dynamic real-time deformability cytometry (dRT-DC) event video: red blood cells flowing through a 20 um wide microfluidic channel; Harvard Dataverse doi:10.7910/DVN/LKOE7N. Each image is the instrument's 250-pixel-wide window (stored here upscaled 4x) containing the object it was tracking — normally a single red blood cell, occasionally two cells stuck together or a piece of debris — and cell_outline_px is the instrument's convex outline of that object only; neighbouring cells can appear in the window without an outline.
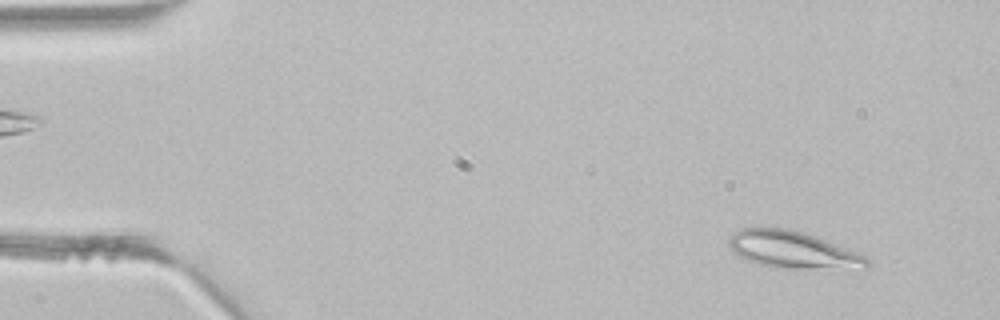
{"species": "common noctule bat (a hibernating species)", "species_latin": "Nyctalus noctula", "temperature_condition": "room temperature", "stored_images_in_passage": 43, "segment_of_instrument_passage": [1, 2], "camera_frame_rate_fps": 3000, "um_per_image_px": 0.085, "animal": {"sex": "male", "body_mass_g": 21.5, "forearm_length_mm": 52.0}, "frame": {"image": 1, "passage_image": 4, "time_ms": 1.0, "image_size_px": [1000, 320], "cell_outline_px": [[872, 264], [868, 268], [780, 268], [756, 264], [732, 252], [728, 248], [728, 236], [732, 232], [740, 228], [788, 228], [804, 232], [864, 256]], "centroid_in_image_um": [67.29, 21.23], "position_along_channel_um": 17.7, "area_um2": 29.65}}
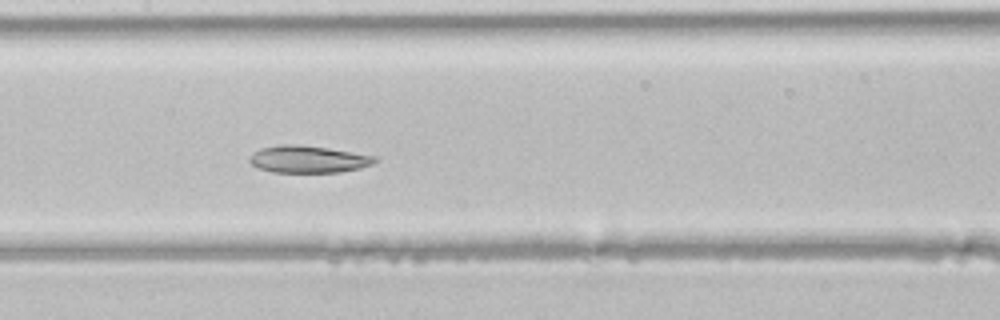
{"frame": {"image": 2, "passage_image": 21, "time_ms": 6.667, "image_size_px": [1000, 320], "cell_outline_px": [[380, 160], [372, 164], [360, 168], [340, 172], [272, 172], [256, 168], [248, 160], [248, 156], [252, 152], [260, 148], [280, 144], [296, 144], [328, 148], [376, 156]], "centroid_in_image_um": [26.16, 13.53], "position_along_channel_um": 181.2, "area_um2": 20.06}}
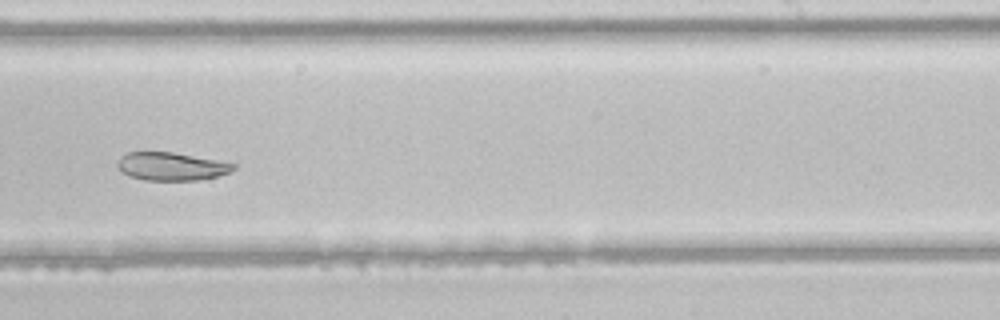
{"frame": {"image": 3, "passage_image": 27, "time_ms": 8.667, "image_size_px": [1000, 320], "cell_outline_px": [[236, 168], [228, 172], [216, 176], [200, 180], [144, 180], [128, 176], [116, 164], [120, 156], [128, 152], [172, 152], [216, 160], [236, 164]], "centroid_in_image_um": [14.54, 14.14], "position_along_channel_um": 274.5, "area_um2": 18.79}}